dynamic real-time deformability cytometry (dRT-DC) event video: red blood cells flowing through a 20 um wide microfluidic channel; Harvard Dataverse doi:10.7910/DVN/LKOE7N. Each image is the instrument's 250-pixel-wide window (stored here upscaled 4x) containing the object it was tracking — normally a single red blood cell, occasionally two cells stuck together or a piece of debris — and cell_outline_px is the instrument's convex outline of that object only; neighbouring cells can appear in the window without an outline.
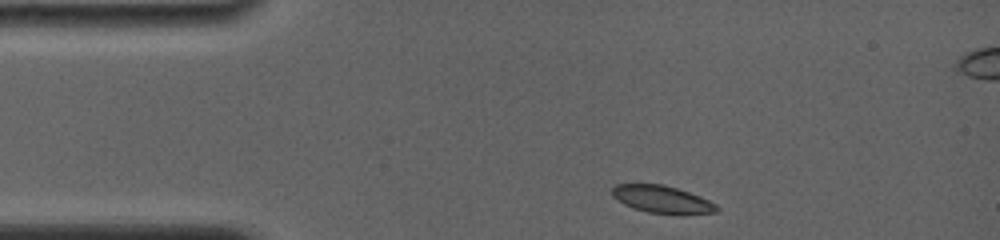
{"species": "common noctule bat (a hibernating species)", "species_latin": "Nyctalus noctula", "temperature_condition": "room temperature", "stored_images_in_passage": 32, "camera_frame_rate_fps": 4000, "um_per_image_px": 0.085, "animal": {"sex": "female", "body_mass_g": 19.0, "forearm_length_mm": 56.7}, "frame": {"image": 1, "passage_image": 1, "time_ms": 0.0, "image_size_px": [1000, 240], "cell_outline_px": [[720, 208], [716, 212], [648, 212], [632, 208], [624, 204], [612, 196], [612, 188], [616, 184], [664, 184], [700, 196], [716, 204]], "centroid_in_image_um": [56.21, 16.9], "position_along_channel_um": 28.8, "area_um2": 16.07}}
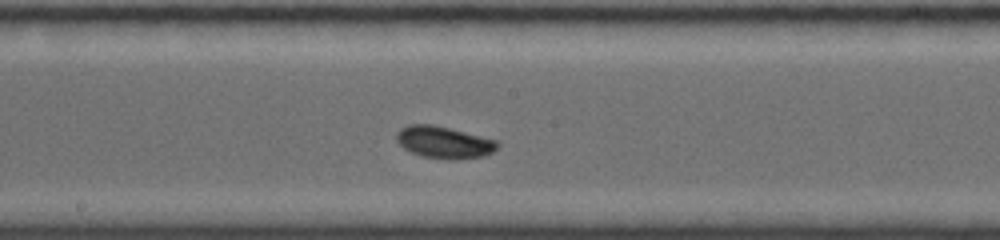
{"frame": {"image": 2, "passage_image": 15, "time_ms": 6.0, "image_size_px": [1000, 240], "cell_outline_px": [[500, 144], [492, 152], [484, 156], [456, 160], [448, 160], [420, 156], [404, 148], [396, 140], [396, 132], [400, 128], [408, 124], [432, 124], [496, 140]], "centroid_in_image_um": [37.71, 12.1], "position_along_channel_um": 210.5, "area_um2": 18.84}}
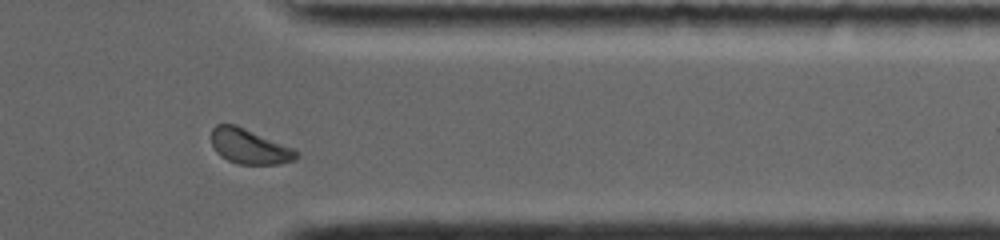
{"frame": {"image": 3, "passage_image": 25, "time_ms": 10.75, "image_size_px": [1000, 240], "cell_outline_px": [[300, 156], [296, 160], [276, 164], [240, 164], [228, 160], [220, 156], [216, 152], [212, 144], [212, 128], [216, 124], [236, 124], [296, 148], [300, 152]], "centroid_in_image_um": [21.26, 12.44], "position_along_channel_um": 390.1, "area_um2": 17.69}, "authors_computed_cell_mechanics": {"area_um2": 17.6001, "velocity_mm_per_s": 3.778, "shape_relaxation_time_tau1_ms": 2.9609, "shape_relaxation_time_tau2_ms": null, "deformation_change_tau1": 0.0562, "deformation_change_tau2": null}}